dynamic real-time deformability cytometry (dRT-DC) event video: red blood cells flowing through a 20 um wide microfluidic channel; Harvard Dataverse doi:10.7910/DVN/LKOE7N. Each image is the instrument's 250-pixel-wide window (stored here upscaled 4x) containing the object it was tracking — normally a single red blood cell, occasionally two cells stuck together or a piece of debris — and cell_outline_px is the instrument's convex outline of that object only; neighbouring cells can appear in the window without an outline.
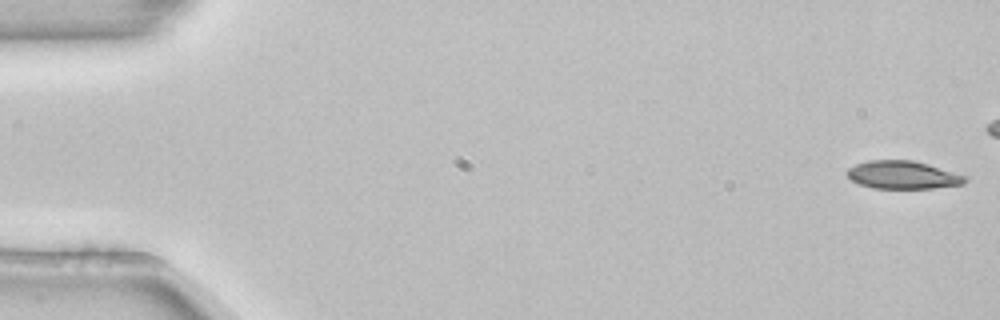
{"species": "common noctule bat (a hibernating species)", "species_latin": "Nyctalus noctula", "temperature_condition": "room temperature", "stored_images_in_passage": 44, "camera_frame_rate_fps": 3000, "um_per_image_px": 0.085, "animal": {"sex": "female", "body_mass_g": 22.7, "forearm_length_mm": 54.2}, "frame": {"image": 1, "passage_image": 1, "time_ms": 0.0, "image_size_px": [1000, 320], "cell_outline_px": [[968, 180], [964, 184], [932, 188], [872, 188], [860, 184], [852, 180], [844, 172], [848, 168], [856, 164], [868, 160], [912, 160], [928, 164], [968, 176]], "centroid_in_image_um": [76.75, 14.86], "position_along_channel_um": 8.3, "area_um2": 19.31}}
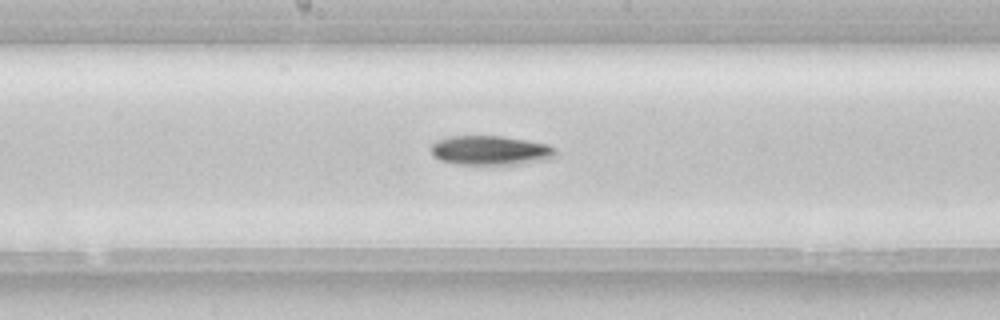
{"frame": {"image": 2, "passage_image": 28, "time_ms": 9.0, "image_size_px": [1000, 320], "cell_outline_px": [[556, 152], [552, 156], [544, 160], [520, 164], [456, 164], [440, 160], [428, 148], [436, 140], [448, 136], [504, 136], [528, 140], [548, 144], [556, 148]], "centroid_in_image_um": [41.67, 12.77], "position_along_channel_um": 206.5, "area_um2": 21.39}}
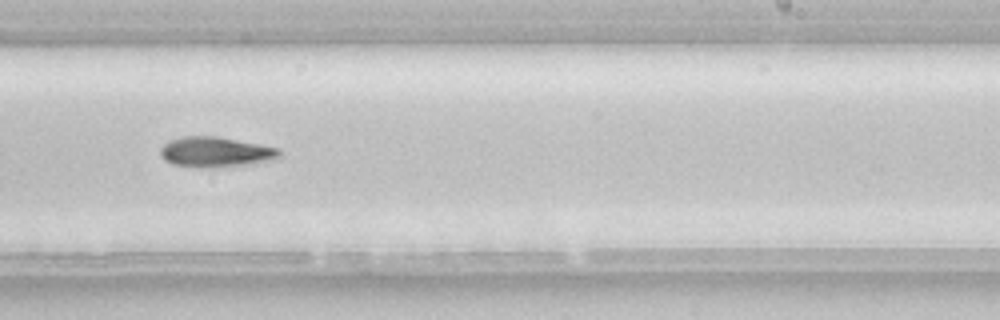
{"frame": {"image": 3, "passage_image": 33, "time_ms": 10.667, "image_size_px": [1000, 320], "cell_outline_px": [[280, 156], [276, 160], [244, 164], [200, 168], [172, 164], [164, 160], [160, 156], [160, 148], [168, 140], [180, 136], [216, 136], [260, 144], [280, 148]], "centroid_in_image_um": [18.29, 12.91], "position_along_channel_um": 270.7, "area_um2": 21.04}}